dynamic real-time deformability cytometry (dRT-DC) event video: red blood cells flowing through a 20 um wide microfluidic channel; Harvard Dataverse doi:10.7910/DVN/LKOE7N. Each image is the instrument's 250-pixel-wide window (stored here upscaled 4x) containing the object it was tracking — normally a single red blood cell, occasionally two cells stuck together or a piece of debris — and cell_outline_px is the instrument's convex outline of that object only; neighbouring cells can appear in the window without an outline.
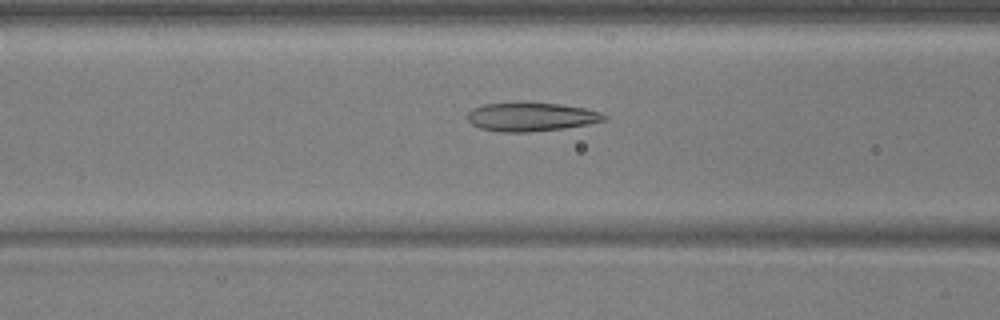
{"species": "common noctule bat (a hibernating species)", "species_latin": "Nyctalus noctula", "temperature_condition": "warm", "stored_images_in_passage": 54, "camera_frame_rate_fps": 3000, "um_per_image_px": 0.085, "animal": {"sex": "male", "body_mass_g": 17.9, "forearm_length_mm": 54.2}, "frame": {"image": 1, "passage_image": 22, "time_ms": 7.0, "image_size_px": [1000, 320], "cell_outline_px": [[608, 120], [588, 124], [564, 128], [528, 132], [500, 132], [480, 128], [472, 124], [468, 120], [468, 112], [472, 108], [484, 104], [520, 100], [560, 104], [584, 108], [600, 112], [608, 116]], "centroid_in_image_um": [45.13, 9.9], "position_along_channel_um": 121.5, "area_um2": 23.52}}
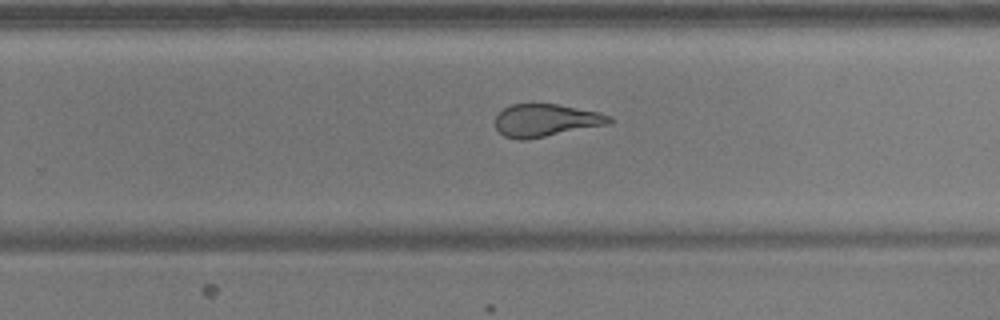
{"frame": {"image": 2, "passage_image": 35, "time_ms": 11.333, "image_size_px": [1000, 320], "cell_outline_px": [[612, 120], [608, 124], [524, 140], [520, 140], [504, 136], [496, 128], [496, 116], [504, 108], [512, 104], [556, 104], [600, 112], [612, 116]], "centroid_in_image_um": [46.4, 10.22], "position_along_channel_um": 283.4, "area_um2": 21.39}}
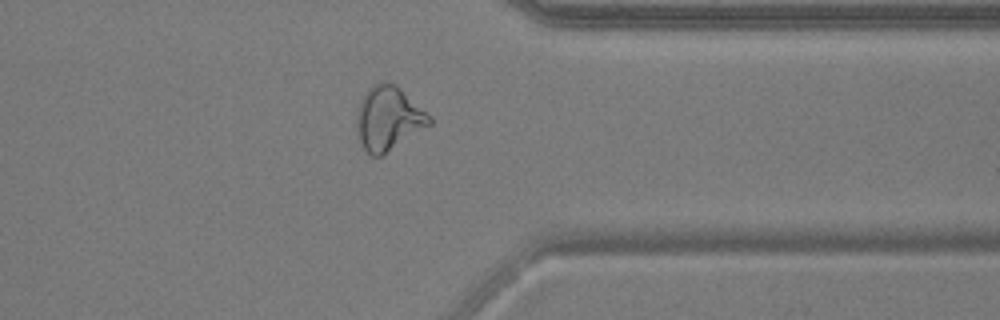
{"frame": {"image": 3, "passage_image": 43, "time_ms": 14.0, "image_size_px": [1000, 320], "cell_outline_px": [[432, 124], [380, 156], [372, 156], [364, 148], [360, 140], [356, 124], [356, 116], [360, 100], [364, 92], [372, 84], [384, 80], [388, 80], [396, 84], [432, 116]], "centroid_in_image_um": [33.02, 10.01], "position_along_channel_um": 378.4, "area_um2": 27.22}, "authors_computed_cell_mechanics": {"area_um2": 24.7962, "velocity_mm_per_s": 3.7491, "shape_relaxation_time_tau1_ms": null, "shape_relaxation_time_tau2_ms": 1.5671, "deformation_change_tau1": null, "deformation_change_tau2": 0.1084}}